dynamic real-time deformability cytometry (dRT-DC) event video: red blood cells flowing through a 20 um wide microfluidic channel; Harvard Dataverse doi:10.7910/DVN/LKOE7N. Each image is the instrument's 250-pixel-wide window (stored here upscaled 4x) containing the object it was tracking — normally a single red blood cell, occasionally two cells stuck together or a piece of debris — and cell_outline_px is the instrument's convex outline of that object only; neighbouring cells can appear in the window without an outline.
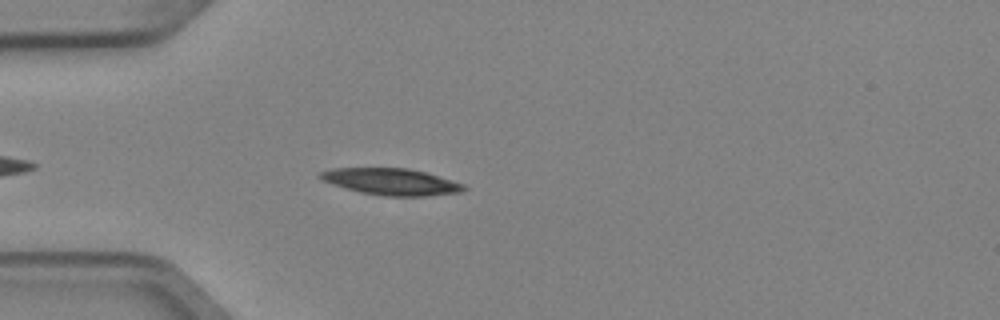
{"species": "Egyptian fruit bat (a non-hibernating species)", "species_latin": "Rousettus aegyptiacus", "temperature_condition": "cold", "stored_images_in_passage": 4, "camera_frame_rate_fps": 3000, "um_per_image_px": 0.085, "animal": {"sex": "female"}, "frame": {"image": 1, "passage_image": 4, "time_ms": 1.0, "image_size_px": [1000, 320], "cell_outline_px": [[468, 188], [460, 192], [424, 196], [384, 196], [360, 192], [344, 188], [320, 180], [316, 176], [320, 172], [332, 168], [408, 168], [424, 172], [452, 180], [464, 184]], "centroid_in_image_um": [33.21, 15.44], "position_along_channel_um": 51.8, "area_um2": 22.31}}